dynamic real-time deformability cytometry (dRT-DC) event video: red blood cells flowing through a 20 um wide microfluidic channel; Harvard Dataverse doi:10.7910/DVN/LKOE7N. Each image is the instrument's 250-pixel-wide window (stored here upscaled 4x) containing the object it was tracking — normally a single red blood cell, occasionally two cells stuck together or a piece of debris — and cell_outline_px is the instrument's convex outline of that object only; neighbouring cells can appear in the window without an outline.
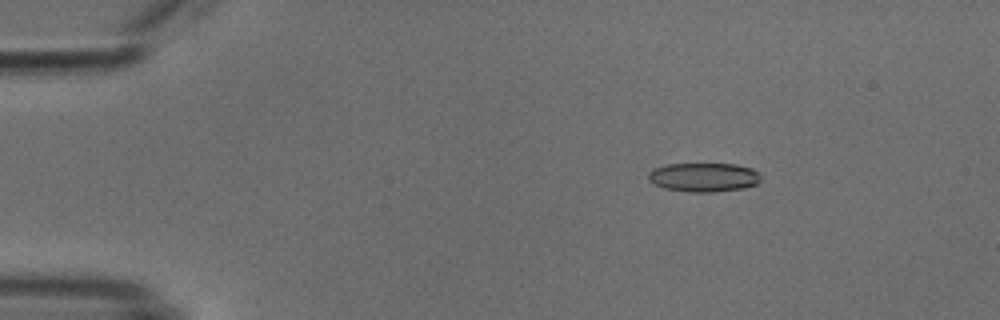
{"species": "common noctule bat (a hibernating species)", "species_latin": "Nyctalus noctula", "temperature_condition": "cold", "stored_images_in_passage": 54, "camera_frame_rate_fps": 3000, "um_per_image_px": 0.085, "animal": {"sex": "male", "body_mass_g": 18.8}, "frame": {"image": 1, "passage_image": 9, "time_ms": 2.667, "image_size_px": [1000, 320], "cell_outline_px": [[760, 180], [756, 184], [744, 188], [712, 192], [688, 192], [664, 188], [652, 184], [648, 180], [648, 172], [652, 168], [668, 164], [736, 164], [752, 168], [760, 172]], "centroid_in_image_um": [59.79, 15.06], "position_along_channel_um": 25.2, "area_um2": 19.25}}
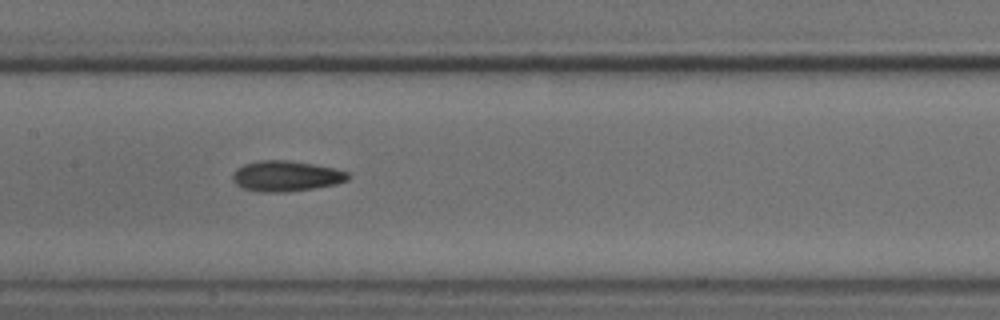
{"frame": {"image": 2, "passage_image": 27, "time_ms": 8.667, "image_size_px": [1000, 320], "cell_outline_px": [[348, 180], [336, 184], [312, 188], [284, 192], [260, 192], [244, 188], [236, 184], [232, 180], [232, 176], [236, 168], [244, 164], [260, 160], [288, 160], [312, 164], [332, 168], [348, 172]], "centroid_in_image_um": [24.27, 14.96], "position_along_channel_um": 183.1, "area_um2": 20.35}}
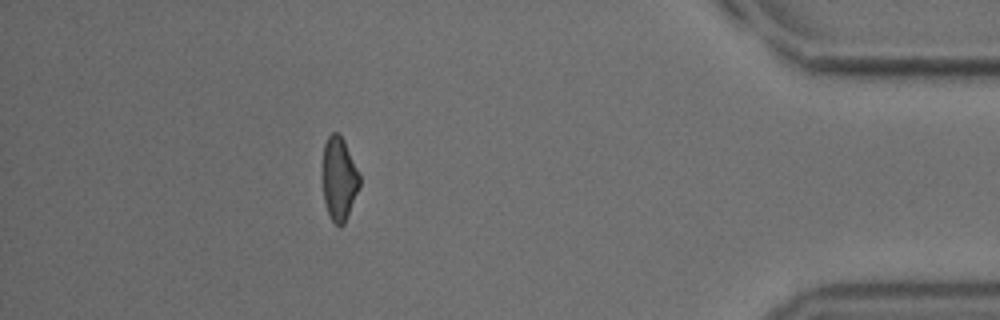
{"frame": {"image": 3, "passage_image": 48, "time_ms": 15.667, "image_size_px": [1000, 320], "cell_outline_px": [[360, 184], [344, 224], [340, 228], [332, 220], [328, 212], [324, 200], [320, 172], [324, 144], [328, 136], [332, 132], [336, 132], [344, 140], [360, 176]], "centroid_in_image_um": [28.77, 15.17], "position_along_channel_um": 406.4, "area_um2": 18.21}, "authors_computed_cell_mechanics": {"area_um2": 19.5653, "velocity_mm_per_s": 3.8339, "shape_relaxation_time_tau1_ms": null, "shape_relaxation_time_tau2_ms": 3.2585, "deformation_change_tau1": null, "deformation_change_tau2": 0.1029}}